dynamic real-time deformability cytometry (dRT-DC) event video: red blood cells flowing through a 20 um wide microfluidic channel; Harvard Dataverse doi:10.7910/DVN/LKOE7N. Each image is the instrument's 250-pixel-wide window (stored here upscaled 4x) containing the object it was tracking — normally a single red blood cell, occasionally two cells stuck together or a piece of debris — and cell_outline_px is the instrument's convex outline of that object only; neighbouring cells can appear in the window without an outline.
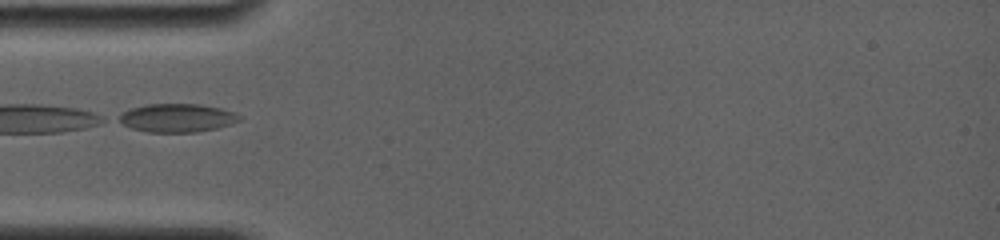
{"species": "common noctule bat (a hibernating species)", "species_latin": "Nyctalus noctula", "temperature_condition": "room temperature", "stored_images_in_passage": 1, "camera_frame_rate_fps": 4000, "um_per_image_px": 0.085, "animal": {"sex": "female", "body_mass_g": 19.0, "forearm_length_mm": 56.7}, "frame": {"image": 1, "passage_image": 1, "time_ms": 0.0, "image_size_px": [1000, 240], "cell_outline_px": [[240, 120], [216, 128], [196, 132], [148, 132], [132, 128], [116, 120], [116, 116], [132, 108], [148, 104], [200, 104], [220, 108], [232, 112], [240, 116]], "centroid_in_image_um": [15.0, 10.02], "position_along_channel_um": 70.0, "area_um2": 19.71}}